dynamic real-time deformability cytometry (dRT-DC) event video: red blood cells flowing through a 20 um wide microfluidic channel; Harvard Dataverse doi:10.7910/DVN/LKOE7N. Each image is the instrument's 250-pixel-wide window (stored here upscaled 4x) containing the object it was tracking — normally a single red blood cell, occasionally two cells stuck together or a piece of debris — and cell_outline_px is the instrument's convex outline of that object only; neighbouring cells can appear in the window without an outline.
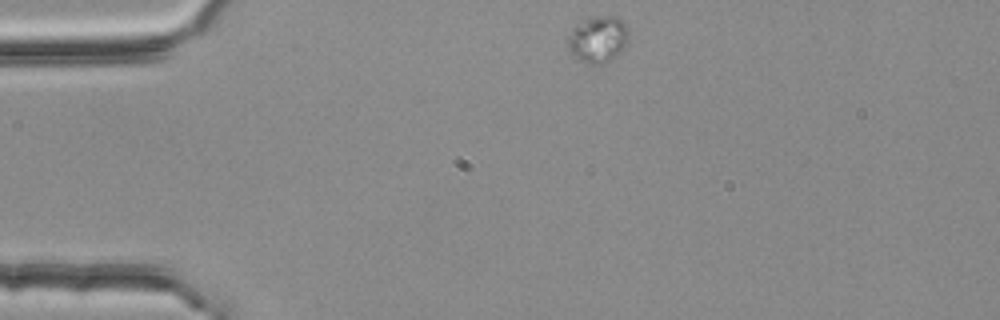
{"species": "common noctule bat (a hibernating species)", "species_latin": "Nyctalus noctula", "temperature_condition": "room temperature", "stored_images_in_passage": 2, "camera_frame_rate_fps": 3000, "um_per_image_px": 0.085, "animal": {"sex": "female", "body_mass_g": 25.1}, "frame": {"image": 1, "passage_image": 1, "time_ms": 0.0, "image_size_px": [1000, 320], "cell_outline_px": [[628, 36], [620, 52], [616, 56], [604, 64], [588, 64], [576, 60], [572, 56], [568, 48], [568, 36], [572, 28], [576, 24], [584, 20], [604, 16], [616, 16], [624, 24], [628, 32]], "centroid_in_image_um": [50.77, 3.38], "position_along_channel_um": 34.2, "area_um2": 16.36}}